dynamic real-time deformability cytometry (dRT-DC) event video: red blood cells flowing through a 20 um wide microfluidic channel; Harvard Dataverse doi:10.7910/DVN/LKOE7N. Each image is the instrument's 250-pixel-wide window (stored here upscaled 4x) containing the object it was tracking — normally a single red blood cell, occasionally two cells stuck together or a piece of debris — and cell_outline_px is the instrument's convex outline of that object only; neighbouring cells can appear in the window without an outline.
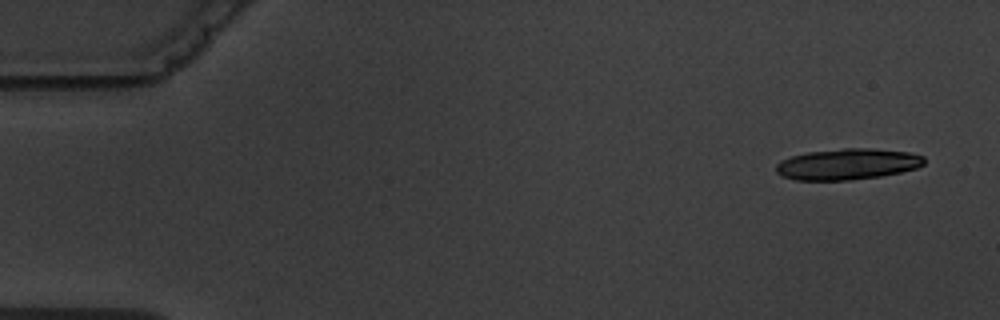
{"species": "common noctule bat (a hibernating species)", "species_latin": "Nyctalus noctula", "temperature_condition": "warm", "stored_images_in_passage": 4, "camera_frame_rate_fps": 3000, "um_per_image_px": 0.085, "animal": {"sex": "male", "body_mass_g": 19.5, "forearm_length_mm": 54.6}, "frame": {"image": 1, "passage_image": 1, "time_ms": 0.0, "image_size_px": [1000, 320], "cell_outline_px": [[924, 164], [916, 168], [900, 172], [880, 176], [852, 180], [796, 180], [780, 176], [776, 172], [776, 164], [780, 160], [792, 156], [808, 152], [844, 148], [868, 148], [908, 152], [924, 156]], "centroid_in_image_um": [72.01, 13.95], "position_along_channel_um": 13.0, "area_um2": 26.82}}